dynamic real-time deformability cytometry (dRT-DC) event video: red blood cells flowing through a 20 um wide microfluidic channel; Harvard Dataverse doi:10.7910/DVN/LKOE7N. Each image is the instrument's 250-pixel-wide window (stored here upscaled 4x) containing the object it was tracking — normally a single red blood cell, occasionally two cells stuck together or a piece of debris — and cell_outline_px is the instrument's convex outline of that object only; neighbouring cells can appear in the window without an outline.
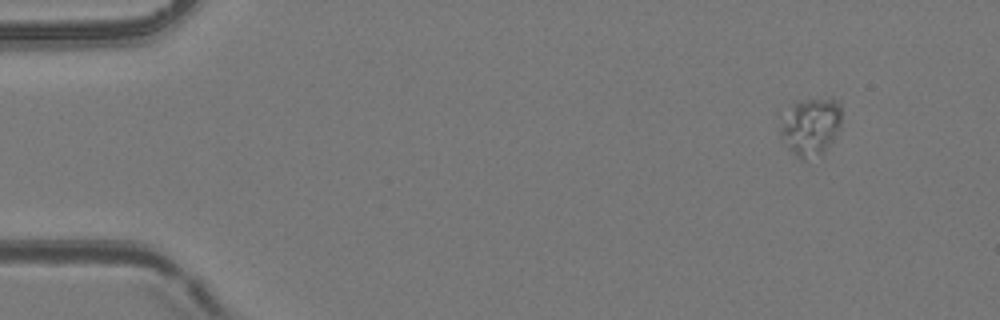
{"species": "common noctule bat (a hibernating species)", "species_latin": "Nyctalus noctula", "temperature_condition": "room temperature", "stored_images_in_passage": 56, "camera_frame_rate_fps": 3000, "um_per_image_px": 0.085, "animal": {"sex": "female", "body_mass_g": 24.6, "forearm_length_mm": 56.2}, "frame": {"image": 1, "passage_image": 7, "time_ms": 2.0, "image_size_px": [1000, 320], "cell_outline_px": [[840, 128], [832, 140], [820, 156], [804, 160], [796, 156], [788, 148], [780, 136], [780, 128], [792, 104], [800, 100], [832, 96], [840, 100]], "centroid_in_image_um": [68.95, 10.73], "position_along_channel_um": 16.1, "area_um2": 20.69}}
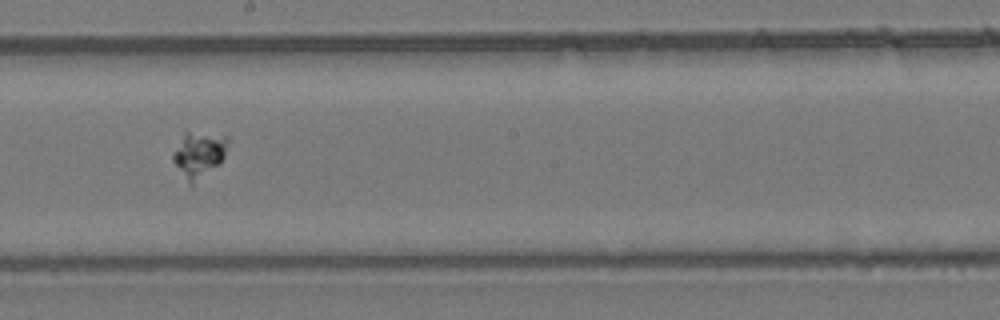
{"frame": {"image": 2, "passage_image": 33, "time_ms": 10.667, "image_size_px": [1000, 320], "cell_outline_px": [[228, 140], [224, 156], [220, 164], [192, 184], [188, 184], [172, 160], [172, 152], [184, 132], [188, 132], [228, 136]], "centroid_in_image_um": [16.88, 13.13], "position_along_channel_um": 231.3, "area_um2": 14.45}}
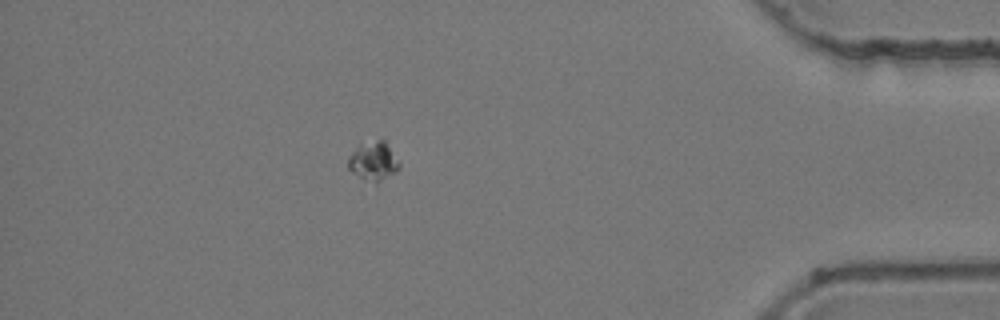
{"frame": {"image": 3, "passage_image": 50, "time_ms": 16.333, "image_size_px": [1000, 320], "cell_outline_px": [[400, 168], [396, 172], [376, 184], [364, 180], [352, 172], [348, 168], [348, 156], [360, 144], [376, 140], [384, 140], [400, 164]], "centroid_in_image_um": [31.73, 13.73], "position_along_channel_um": 403.5, "area_um2": 11.5}}